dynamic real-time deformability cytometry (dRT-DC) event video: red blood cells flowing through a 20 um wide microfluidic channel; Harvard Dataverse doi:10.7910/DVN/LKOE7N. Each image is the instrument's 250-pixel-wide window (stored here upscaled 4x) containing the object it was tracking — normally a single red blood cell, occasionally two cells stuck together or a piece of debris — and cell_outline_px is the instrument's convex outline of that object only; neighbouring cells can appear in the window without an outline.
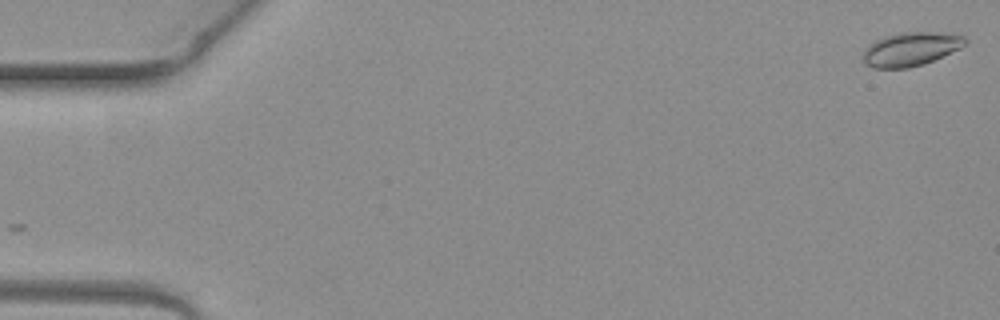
{"species": "common noctule bat (a hibernating species)", "species_latin": "Nyctalus noctula", "temperature_condition": "warm", "stored_images_in_passage": 6, "segment_of_instrument_passage": [2, 2], "camera_frame_rate_fps": 3000, "um_per_image_px": 0.085, "animal": {"sex": "female", "body_mass_g": 19.3, "forearm_length_mm": 54.1}, "frame": {"image": 1, "passage_image": 6, "time_ms": 1.667, "image_size_px": [1000, 320], "cell_outline_px": [[968, 44], [960, 48], [924, 64], [908, 68], [872, 68], [864, 64], [864, 52], [868, 44], [884, 36], [896, 32], [936, 32], [964, 36], [968, 40]], "centroid_in_image_um": [77.41, 4.17], "position_along_channel_um": 7.6, "area_um2": 20.17}}